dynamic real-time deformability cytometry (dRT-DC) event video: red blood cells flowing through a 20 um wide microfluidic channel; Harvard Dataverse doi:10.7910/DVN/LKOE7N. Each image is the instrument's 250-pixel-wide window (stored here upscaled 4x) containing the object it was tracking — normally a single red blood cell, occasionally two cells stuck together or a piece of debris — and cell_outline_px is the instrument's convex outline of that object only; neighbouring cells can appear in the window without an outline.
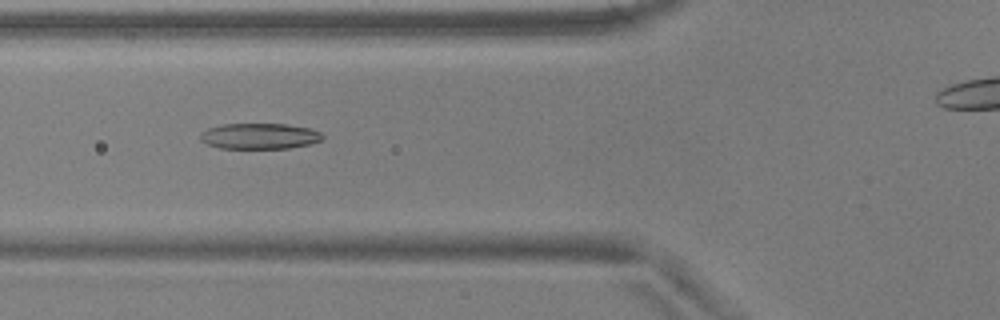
{"species": "common noctule bat (a hibernating species)", "species_latin": "Nyctalus noctula", "temperature_condition": "warm", "stored_images_in_passage": 49, "camera_frame_rate_fps": 3000, "um_per_image_px": 0.085, "animal": {"sex": "male", "body_mass_g": 17.9, "forearm_length_mm": 54.2}, "frame": {"image": 1, "passage_image": 21, "time_ms": 6.667, "image_size_px": [1000, 320], "cell_outline_px": [[324, 136], [320, 140], [308, 144], [288, 148], [220, 148], [208, 144], [200, 140], [200, 132], [208, 128], [224, 124], [288, 124], [308, 128], [320, 132]], "centroid_in_image_um": [22.03, 11.56], "position_along_channel_um": 103.8, "area_um2": 18.21}}
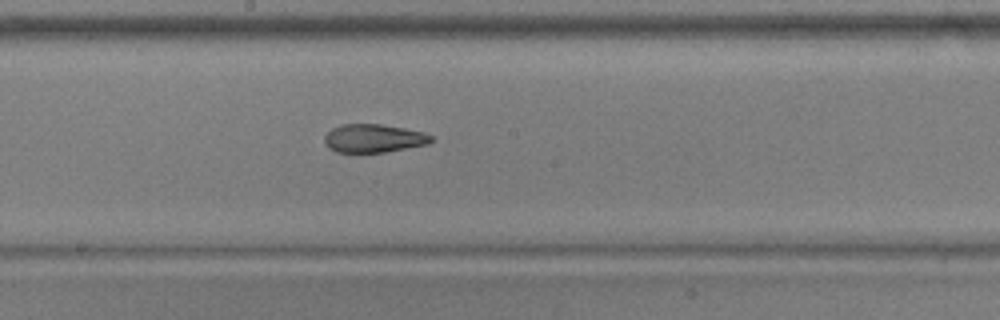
{"frame": {"image": 2, "passage_image": 30, "time_ms": 9.667, "image_size_px": [1000, 320], "cell_outline_px": [[432, 140], [428, 144], [384, 152], [336, 152], [328, 148], [324, 144], [324, 136], [332, 128], [340, 124], [380, 124], [404, 128], [424, 132], [432, 136]], "centroid_in_image_um": [31.72, 11.75], "position_along_channel_um": 216.5, "area_um2": 17.63}}
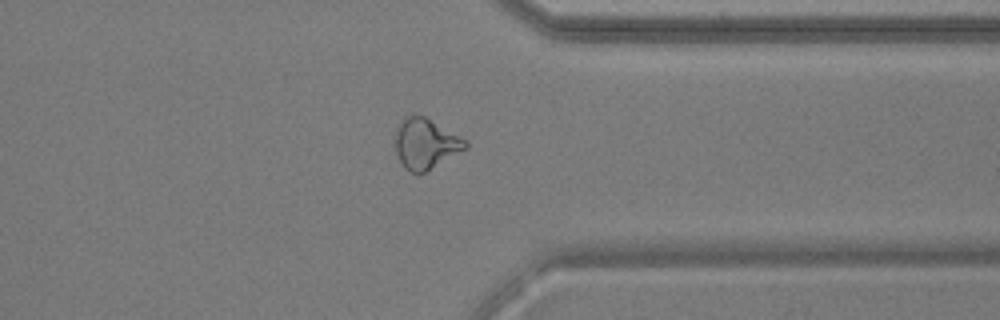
{"frame": {"image": 3, "passage_image": 43, "time_ms": 14.0, "image_size_px": [1000, 320], "cell_outline_px": [[468, 148], [424, 172], [416, 176], [408, 172], [400, 164], [396, 152], [396, 124], [404, 116], [424, 116], [468, 140]], "centroid_in_image_um": [36.16, 12.23], "position_along_channel_um": 375.2, "area_um2": 20.87}}